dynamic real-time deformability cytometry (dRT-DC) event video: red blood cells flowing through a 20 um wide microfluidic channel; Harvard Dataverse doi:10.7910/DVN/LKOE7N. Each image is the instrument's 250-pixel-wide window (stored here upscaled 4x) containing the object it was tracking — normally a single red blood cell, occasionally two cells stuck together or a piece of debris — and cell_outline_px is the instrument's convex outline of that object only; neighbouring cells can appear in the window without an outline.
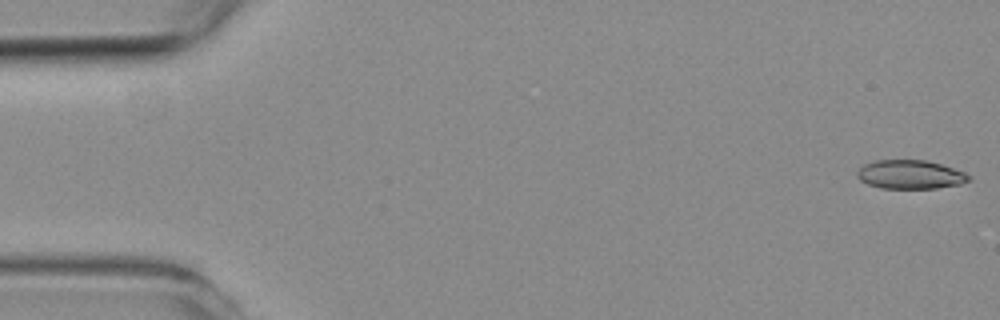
{"species": "common noctule bat (a hibernating species)", "species_latin": "Nyctalus noctula", "temperature_condition": "room temperature", "stored_images_in_passage": 4, "camera_frame_rate_fps": 3000, "um_per_image_px": 0.085, "animal": {"sex": "female", "body_mass_g": 19.3, "forearm_length_mm": 54.1}, "frame": {"image": 1, "passage_image": 1, "time_ms": 0.0, "image_size_px": [1000, 320], "cell_outline_px": [[972, 180], [960, 184], [936, 188], [880, 188], [868, 184], [860, 180], [856, 176], [856, 172], [864, 164], [876, 160], [924, 160], [940, 164], [964, 172], [972, 176]], "centroid_in_image_um": [77.37, 14.84], "position_along_channel_um": 7.6, "area_um2": 18.73}}
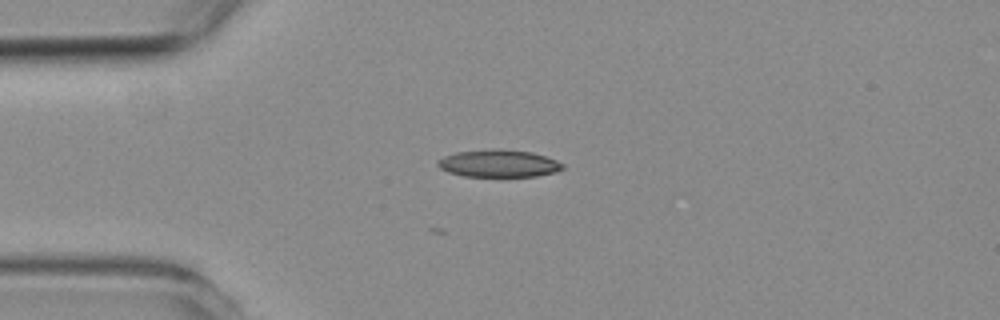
{"frame": {"image": 2, "passage_image": 4, "time_ms": 4.0, "image_size_px": [1000, 320], "cell_outline_px": [[564, 168], [556, 172], [536, 176], [464, 176], [448, 172], [440, 168], [436, 164], [436, 160], [444, 156], [456, 152], [496, 148], [500, 148], [532, 152], [556, 160], [564, 164]], "centroid_in_image_um": [42.37, 13.88], "position_along_channel_um": 42.6, "area_um2": 20.06}}